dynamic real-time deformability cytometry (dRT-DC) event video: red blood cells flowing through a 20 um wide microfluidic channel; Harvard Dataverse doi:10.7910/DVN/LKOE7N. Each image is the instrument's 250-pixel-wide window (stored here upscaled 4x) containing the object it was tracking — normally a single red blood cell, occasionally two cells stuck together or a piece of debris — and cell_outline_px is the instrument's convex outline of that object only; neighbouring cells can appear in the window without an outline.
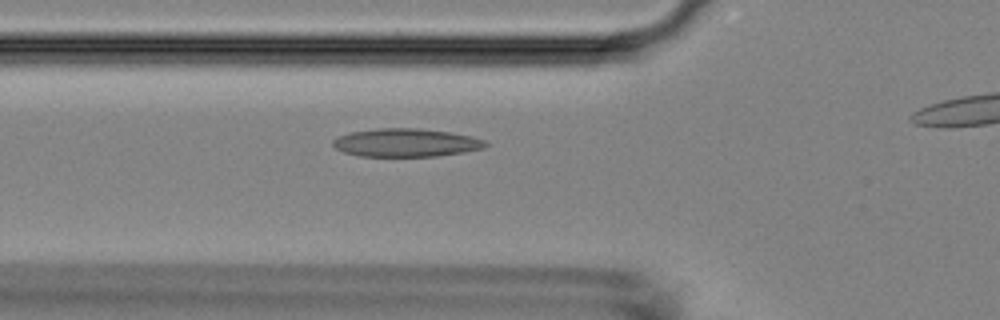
{"species": "Egyptian fruit bat (a non-hibernating species)", "species_latin": "Rousettus aegyptiacus", "temperature_condition": "room temperature", "stored_images_in_passage": 40, "camera_frame_rate_fps": 3000, "um_per_image_px": 0.085, "animal": {"sex": "female"}, "frame": {"image": 1, "passage_image": 13, "time_ms": 4.0, "image_size_px": [1000, 320], "cell_outline_px": [[488, 144], [484, 148], [464, 152], [436, 156], [360, 156], [344, 152], [336, 148], [332, 144], [332, 140], [336, 136], [348, 132], [376, 128], [420, 128], [448, 132], [472, 136], [484, 140]], "centroid_in_image_um": [34.47, 12.12], "position_along_channel_um": 91.3, "area_um2": 25.2}}
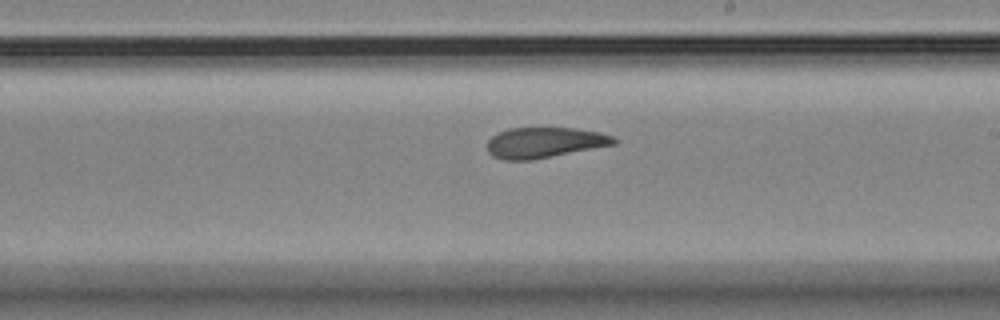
{"frame": {"image": 2, "passage_image": 25, "time_ms": 8.0, "image_size_px": [1000, 320], "cell_outline_px": [[620, 140], [616, 144], [532, 160], [504, 160], [492, 156], [488, 152], [488, 140], [492, 136], [508, 128], [576, 128], [600, 132], [612, 136]], "centroid_in_image_um": [46.3, 12.12], "position_along_channel_um": 242.7, "area_um2": 22.6}}
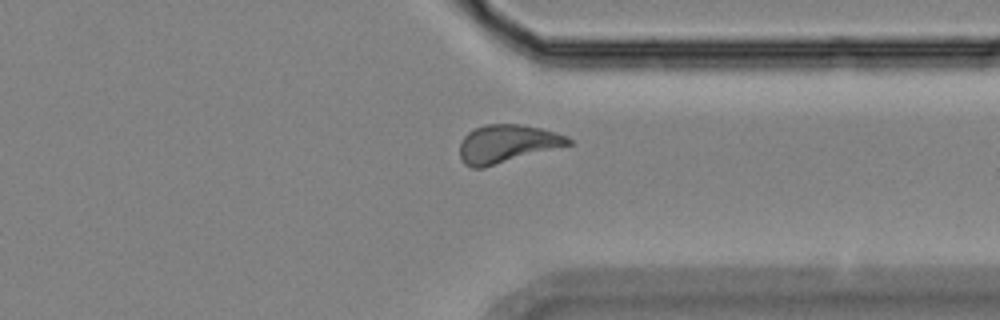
{"frame": {"image": 3, "passage_image": 35, "time_ms": 11.333, "image_size_px": [1000, 320], "cell_outline_px": [[572, 144], [484, 168], [472, 168], [464, 164], [460, 160], [460, 144], [464, 136], [468, 132], [484, 124], [520, 124], [540, 128], [556, 132], [568, 136], [572, 140]], "centroid_in_image_um": [43.09, 12.23], "position_along_channel_um": 368.3, "area_um2": 24.22}}